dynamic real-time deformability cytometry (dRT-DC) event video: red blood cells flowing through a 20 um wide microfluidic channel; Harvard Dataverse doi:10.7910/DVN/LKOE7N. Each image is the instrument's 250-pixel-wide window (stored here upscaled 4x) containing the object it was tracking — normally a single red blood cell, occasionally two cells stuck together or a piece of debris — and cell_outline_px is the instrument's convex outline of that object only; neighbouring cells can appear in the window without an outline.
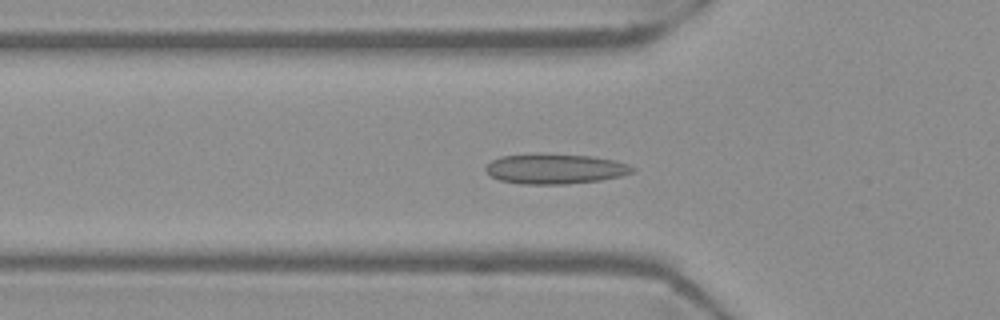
{"species": "Egyptian fruit bat (a non-hibernating species)", "species_latin": "Rousettus aegyptiacus", "temperature_condition": "warm", "stored_images_in_passage": 54, "camera_frame_rate_fps": 3000, "um_per_image_px": 0.085, "frame": {"image": 1, "passage_image": 17, "time_ms": 5.333, "image_size_px": [1000, 320], "cell_outline_px": [[636, 168], [632, 172], [620, 176], [600, 180], [564, 184], [520, 184], [500, 180], [492, 176], [484, 168], [492, 160], [500, 156], [592, 156], [612, 160], [628, 164]], "centroid_in_image_um": [47.21, 14.39], "position_along_channel_um": 78.6, "area_um2": 24.62}}
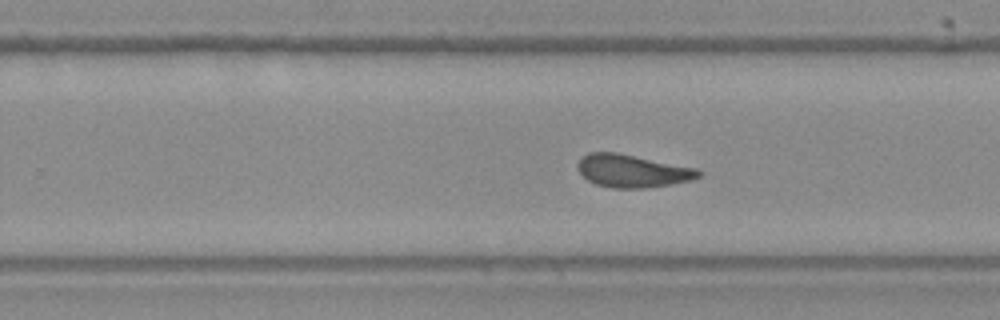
{"frame": {"image": 2, "passage_image": 33, "time_ms": 10.667, "image_size_px": [1000, 320], "cell_outline_px": [[700, 176], [692, 180], [672, 184], [644, 188], [612, 188], [596, 184], [588, 180], [576, 168], [576, 164], [588, 152], [616, 152], [696, 168], [700, 172]], "centroid_in_image_um": [53.73, 14.53], "position_along_channel_um": 276.1, "area_um2": 22.95}}
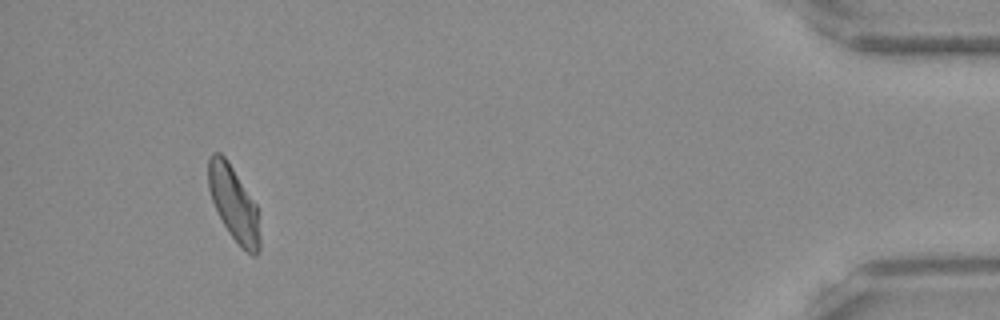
{"frame": {"image": 3, "passage_image": 50, "time_ms": 16.333, "image_size_px": [1000, 320], "cell_outline_px": [[260, 248], [256, 256], [252, 256], [228, 232], [212, 200], [208, 188], [208, 156], [212, 152], [220, 152], [228, 160], [256, 204], [260, 240]], "centroid_in_image_um": [19.86, 17.25], "position_along_channel_um": 415.3, "area_um2": 22.08}, "authors_computed_cell_mechanics": {"area_um2": 23.2645, "velocity_mm_per_s": 3.6817, "shape_relaxation_time_tau1_ms": 7.4744, "shape_relaxation_time_tau2_ms": 1.293, "deformation_change_tau1": 0.1494, "deformation_change_tau2": 0.0688}}